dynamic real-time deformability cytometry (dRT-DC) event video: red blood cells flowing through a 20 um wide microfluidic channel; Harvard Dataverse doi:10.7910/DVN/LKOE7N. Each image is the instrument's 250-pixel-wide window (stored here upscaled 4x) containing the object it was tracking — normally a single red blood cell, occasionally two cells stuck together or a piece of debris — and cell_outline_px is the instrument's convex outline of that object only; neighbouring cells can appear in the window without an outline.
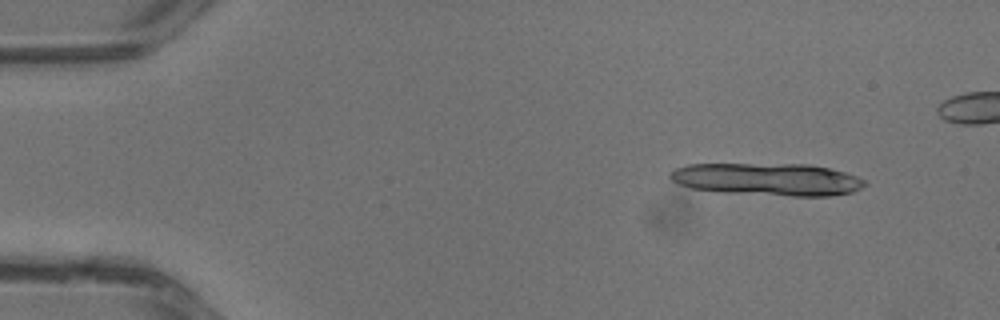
{"species": "common noctule bat (a hibernating species)", "species_latin": "Nyctalus noctula", "temperature_condition": "warm", "stored_images_in_passage": 21, "camera_frame_rate_fps": 3000, "um_per_image_px": 0.085, "animal": {"sex": "male", "body_mass_g": 13.3}, "frame": {"image": 1, "passage_image": 4, "time_ms": 1.0, "image_size_px": [1000, 320], "cell_outline_px": [[868, 184], [852, 192], [832, 196], [792, 196], [724, 192], [692, 188], [680, 184], [672, 180], [668, 176], [676, 168], [688, 164], [808, 164], [828, 168], [844, 172], [856, 176], [864, 180]], "centroid_in_image_um": [65.27, 15.24], "position_along_channel_um": 19.7, "area_um2": 36.65}}
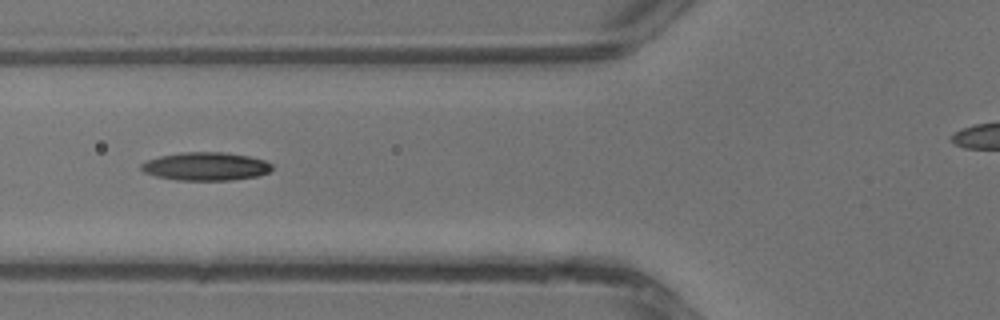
{"frame": {"image": 2, "passage_image": 15, "time_ms": 4.667, "image_size_px": [1000, 320], "cell_outline_px": [[272, 168], [268, 172], [256, 176], [232, 180], [176, 180], [156, 176], [144, 172], [140, 168], [140, 164], [148, 160], [160, 156], [180, 152], [224, 152], [248, 156], [264, 160], [272, 164]], "centroid_in_image_um": [17.47, 14.14], "position_along_channel_um": 108.3, "area_um2": 21.44}}